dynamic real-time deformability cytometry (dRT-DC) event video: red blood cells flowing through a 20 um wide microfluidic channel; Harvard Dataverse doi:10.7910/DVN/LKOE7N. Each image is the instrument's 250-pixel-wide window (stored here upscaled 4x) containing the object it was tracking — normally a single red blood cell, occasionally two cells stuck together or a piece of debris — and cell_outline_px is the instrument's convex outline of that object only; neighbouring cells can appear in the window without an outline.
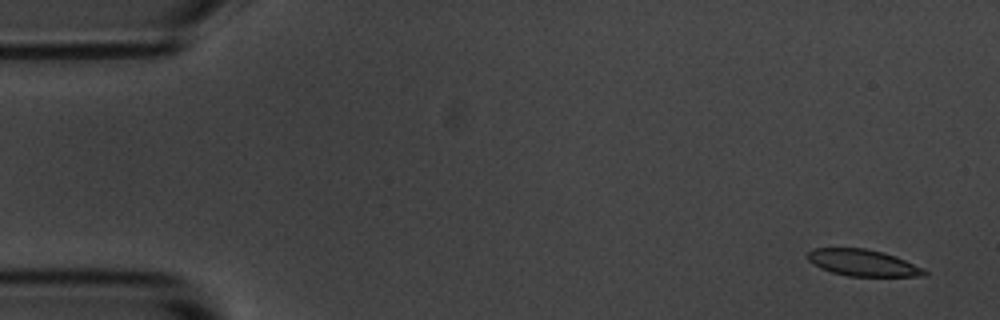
{"species": "common noctule bat (a hibernating species)", "species_latin": "Nyctalus noctula", "temperature_condition": "room temperature", "stored_images_in_passage": 5, "camera_frame_rate_fps": 3000, "um_per_image_px": 0.085, "animal": {"sex": "male", "body_mass_g": 20.1, "forearm_length_mm": 53.5}, "frame": {"image": 1, "passage_image": 1, "time_ms": 0.0, "image_size_px": [1000, 320], "cell_outline_px": [[928, 276], [848, 276], [832, 272], [820, 268], [812, 264], [804, 256], [812, 248], [864, 248], [884, 252], [896, 256], [924, 268], [928, 272]], "centroid_in_image_um": [73.33, 22.33], "position_along_channel_um": 11.7, "area_um2": 18.32}}
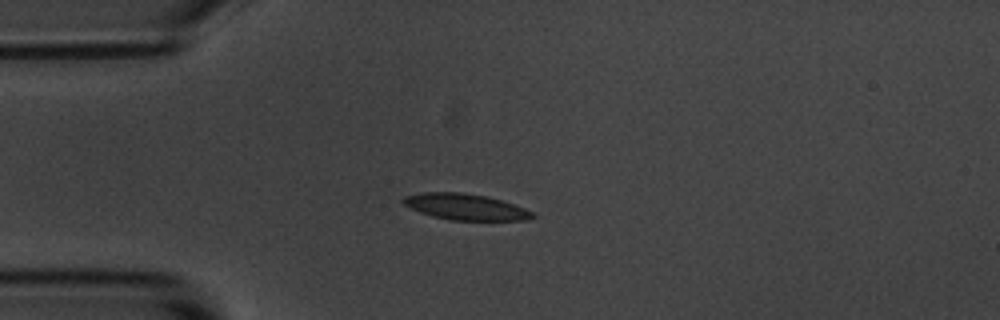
{"frame": {"image": 2, "passage_image": 4, "time_ms": 3.667, "image_size_px": [1000, 320], "cell_outline_px": [[536, 216], [528, 220], [448, 220], [432, 216], [420, 212], [404, 204], [400, 200], [404, 196], [424, 192], [460, 192], [488, 196], [516, 204], [532, 212]], "centroid_in_image_um": [39.58, 17.58], "position_along_channel_um": 45.4, "area_um2": 19.77}}